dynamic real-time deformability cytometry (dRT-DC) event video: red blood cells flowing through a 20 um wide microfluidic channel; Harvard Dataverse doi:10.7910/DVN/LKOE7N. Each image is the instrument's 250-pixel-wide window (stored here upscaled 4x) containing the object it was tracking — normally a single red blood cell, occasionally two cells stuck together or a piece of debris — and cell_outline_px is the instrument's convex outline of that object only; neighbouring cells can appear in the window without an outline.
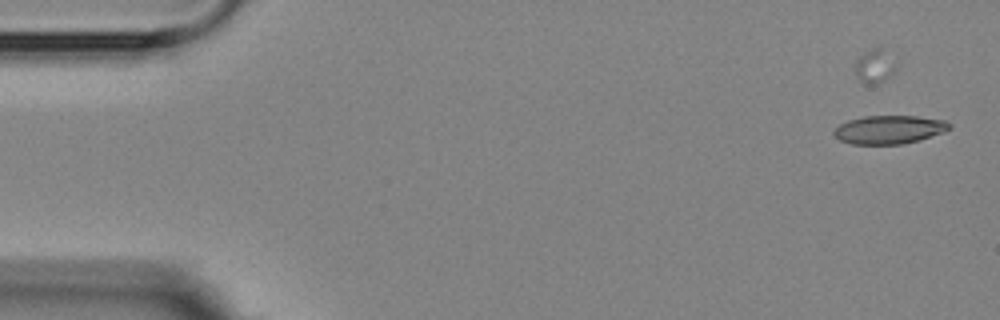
{"species": "Egyptian fruit bat (a non-hibernating species)", "species_latin": "Rousettus aegyptiacus", "temperature_condition": "room temperature", "stored_images_in_passage": 5, "camera_frame_rate_fps": 3000, "um_per_image_px": 0.085, "animal": {"sex": "female"}, "frame": {"image": 1, "passage_image": 1, "time_ms": 0.0, "image_size_px": [1000, 320], "cell_outline_px": [[952, 128], [944, 132], [920, 140], [900, 144], [852, 144], [840, 140], [832, 132], [840, 124], [848, 120], [864, 116], [916, 116], [944, 120], [952, 124]], "centroid_in_image_um": [75.61, 11.01], "position_along_channel_um": 9.4, "area_um2": 19.13}}